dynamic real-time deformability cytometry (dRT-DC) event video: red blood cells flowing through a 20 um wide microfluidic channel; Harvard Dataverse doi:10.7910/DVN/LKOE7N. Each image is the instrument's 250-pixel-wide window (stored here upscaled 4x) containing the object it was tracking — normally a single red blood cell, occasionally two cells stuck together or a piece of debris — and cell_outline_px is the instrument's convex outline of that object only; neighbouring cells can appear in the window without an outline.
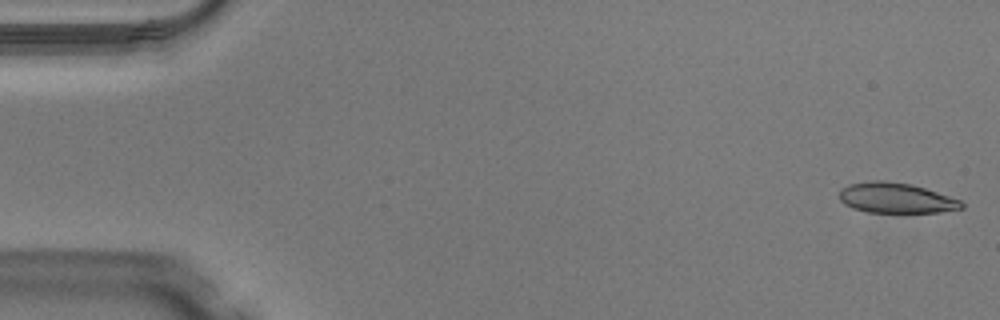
{"species": "Egyptian fruit bat (a non-hibernating species)", "species_latin": "Rousettus aegyptiacus", "temperature_condition": "warm", "stored_images_in_passage": 49, "camera_frame_rate_fps": 3000, "um_per_image_px": 0.085, "animal": {"sex": "male"}, "frame": {"image": 1, "passage_image": 1, "time_ms": 0.0, "image_size_px": [1000, 320], "cell_outline_px": [[964, 208], [940, 212], [868, 212], [852, 208], [844, 204], [840, 200], [840, 192], [848, 184], [872, 180], [884, 180], [912, 184], [960, 200], [964, 204]], "centroid_in_image_um": [76.15, 16.82], "position_along_channel_um": 8.9, "area_um2": 21.44}}
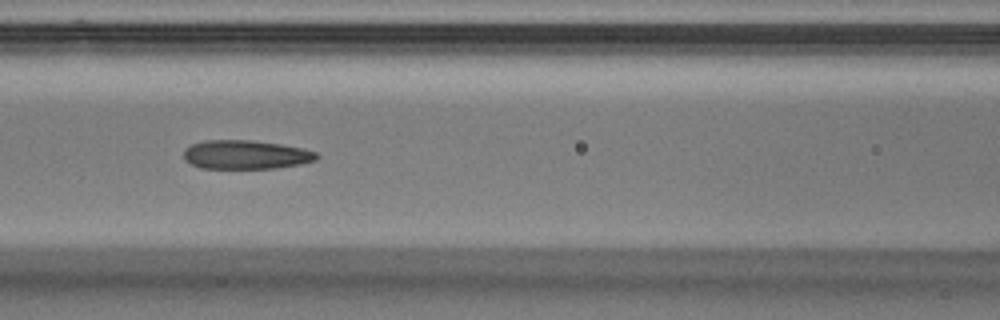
{"frame": {"image": 2, "passage_image": 21, "time_ms": 6.667, "image_size_px": [1000, 320], "cell_outline_px": [[320, 156], [316, 160], [300, 164], [276, 168], [200, 168], [184, 160], [184, 148], [192, 144], [204, 140], [252, 140], [280, 144], [300, 148], [316, 152]], "centroid_in_image_um": [20.87, 13.14], "position_along_channel_um": 145.7, "area_um2": 22.37}}
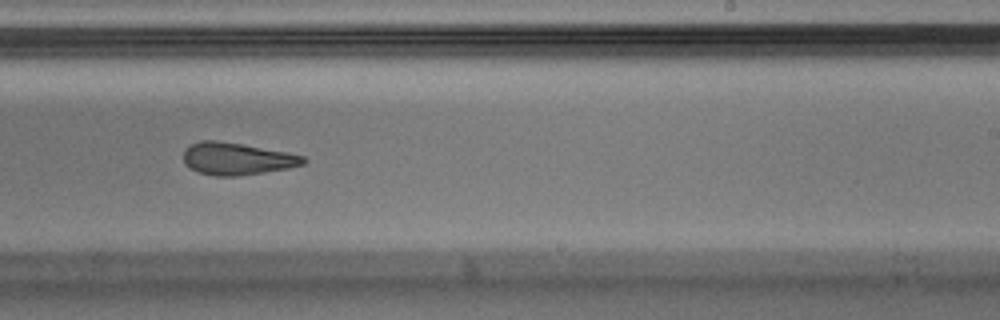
{"frame": {"image": 3, "passage_image": 30, "time_ms": 9.667, "image_size_px": [1000, 320], "cell_outline_px": [[308, 160], [304, 164], [288, 168], [264, 172], [236, 176], [216, 176], [196, 172], [184, 164], [184, 148], [200, 140], [216, 140], [288, 152], [304, 156]], "centroid_in_image_um": [20.12, 13.5], "position_along_channel_um": 268.9, "area_um2": 22.54}, "authors_computed_cell_mechanics": {"area_um2": 23.1778, "velocity_mm_per_s": 4.1063, "shape_relaxation_time_tau1_ms": 7.0402, "shape_relaxation_time_tau2_ms": 2.4567, "deformation_change_tau1": 0.1982, "deformation_change_tau2": 0.1133}}